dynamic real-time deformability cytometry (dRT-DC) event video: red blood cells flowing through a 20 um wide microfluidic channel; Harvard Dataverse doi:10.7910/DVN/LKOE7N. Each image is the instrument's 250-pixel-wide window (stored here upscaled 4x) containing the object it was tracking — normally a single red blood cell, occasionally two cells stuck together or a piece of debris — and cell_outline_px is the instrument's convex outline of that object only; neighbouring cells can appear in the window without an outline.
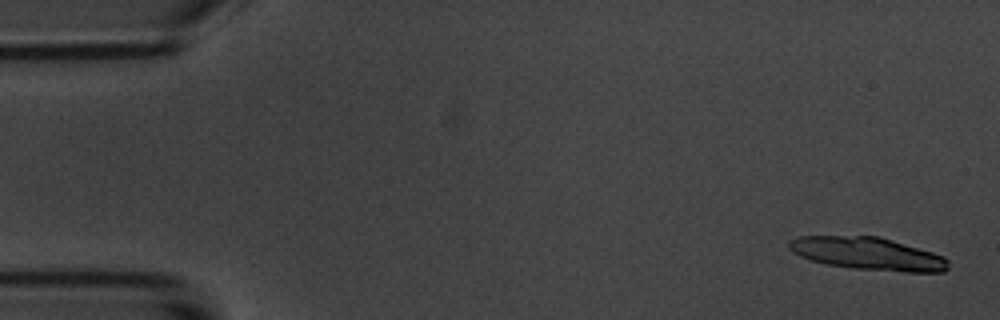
{"species": "common noctule bat (a hibernating species)", "species_latin": "Nyctalus noctula", "temperature_condition": "room temperature", "stored_images_in_passage": 5, "camera_frame_rate_fps": 3000, "um_per_image_px": 0.085, "animal": {"sex": "male", "body_mass_g": 20.1, "forearm_length_mm": 53.5}, "frame": {"image": 1, "passage_image": 1, "time_ms": 0.0, "image_size_px": [1000, 320], "cell_outline_px": [[948, 268], [944, 272], [904, 272], [852, 268], [828, 264], [812, 260], [800, 256], [792, 252], [788, 248], [788, 240], [796, 236], [880, 236], [932, 252], [944, 256], [948, 260]], "centroid_in_image_um": [73.75, 21.55], "position_along_channel_um": 11.2, "area_um2": 30.4}}